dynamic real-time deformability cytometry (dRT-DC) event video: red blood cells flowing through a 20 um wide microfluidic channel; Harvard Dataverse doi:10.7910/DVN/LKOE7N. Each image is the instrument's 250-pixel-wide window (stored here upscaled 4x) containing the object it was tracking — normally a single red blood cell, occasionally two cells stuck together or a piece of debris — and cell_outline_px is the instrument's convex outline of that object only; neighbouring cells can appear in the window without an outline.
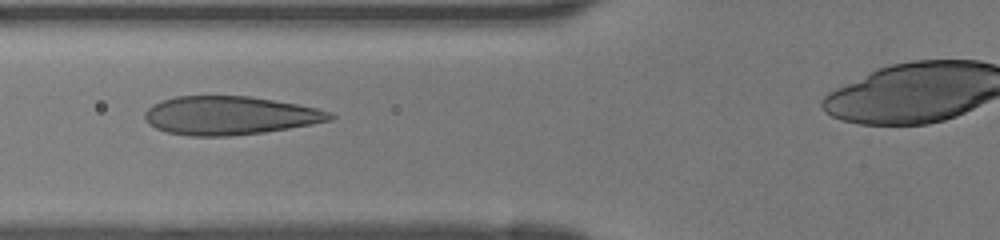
{"species": "human", "species_latin": "Homo sapiens", "temperature_condition": "room temperature", "stored_images_in_passage": 36, "camera_frame_rate_fps": 3000, "um_per_image_px": 0.085, "donor": {"sex": "female"}, "frame": {"image": 1, "passage_image": 13, "time_ms": 4.0, "image_size_px": [1000, 240], "cell_outline_px": [[336, 116], [332, 120], [288, 128], [264, 132], [232, 136], [188, 136], [168, 132], [156, 128], [148, 124], [144, 120], [144, 112], [152, 104], [160, 100], [176, 96], [248, 96], [296, 104], [316, 108], [332, 112]], "centroid_in_image_um": [19.48, 9.82], "position_along_channel_um": 106.3, "area_um2": 41.62}}
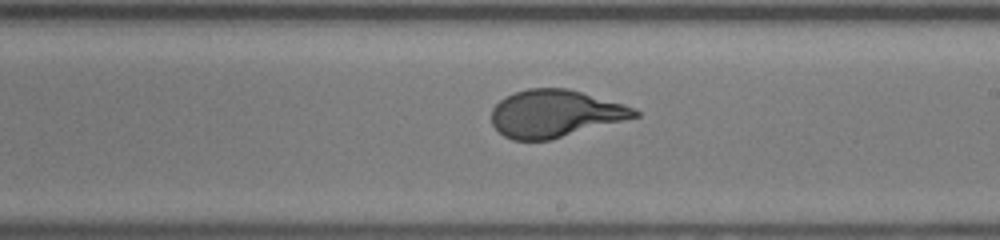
{"frame": {"image": 2, "passage_image": 22, "time_ms": 7.0, "image_size_px": [1000, 240], "cell_outline_px": [[640, 116], [548, 140], [512, 140], [504, 136], [492, 124], [492, 108], [500, 100], [516, 92], [528, 88], [568, 88], [624, 104], [636, 108], [640, 112]], "centroid_in_image_um": [47.19, 9.65], "position_along_channel_um": 241.8, "area_um2": 39.19}}
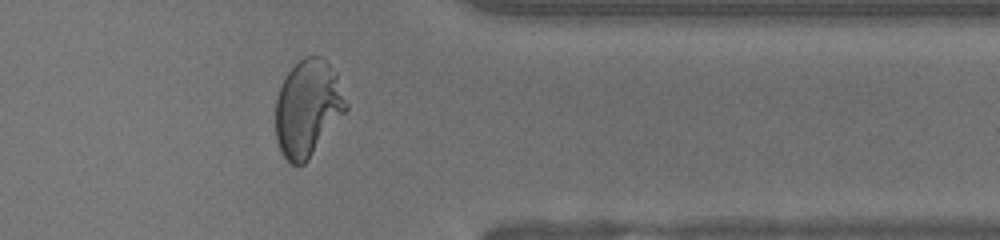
{"frame": {"image": 3, "passage_image": 32, "time_ms": 10.333, "image_size_px": [1000, 240], "cell_outline_px": [[348, 108], [308, 160], [304, 164], [292, 164], [284, 156], [276, 140], [276, 100], [280, 88], [288, 72], [304, 56], [320, 56], [336, 72], [348, 104]], "centroid_in_image_um": [26.17, 9.19], "position_along_channel_um": 385.2, "area_um2": 39.19}}